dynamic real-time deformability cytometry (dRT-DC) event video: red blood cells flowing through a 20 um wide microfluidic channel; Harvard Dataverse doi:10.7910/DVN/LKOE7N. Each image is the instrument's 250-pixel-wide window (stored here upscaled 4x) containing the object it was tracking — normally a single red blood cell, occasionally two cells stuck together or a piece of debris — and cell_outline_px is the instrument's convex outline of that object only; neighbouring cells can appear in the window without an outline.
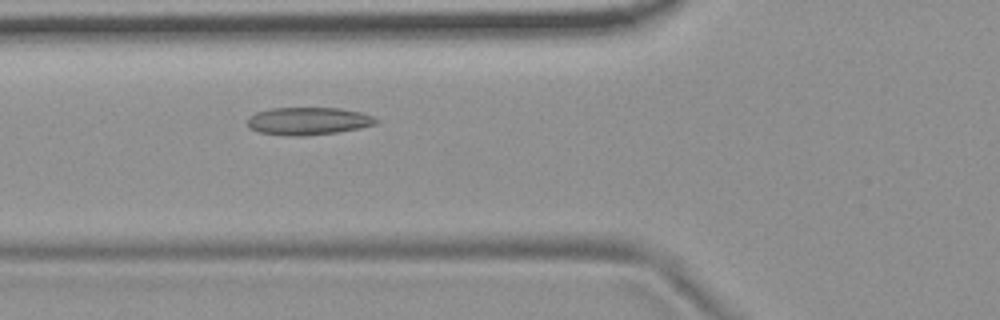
{"species": "common noctule bat (a hibernating species)", "species_latin": "Nyctalus noctula", "temperature_condition": "room temperature", "stored_images_in_passage": 4, "camera_frame_rate_fps": 3000, "um_per_image_px": 0.085, "animal": {"sex": "female", "body_mass_g": 19.9}, "frame": {"image": 1, "passage_image": 4, "time_ms": 1.0, "image_size_px": [1000, 320], "cell_outline_px": [[380, 120], [376, 124], [360, 128], [336, 132], [304, 136], [288, 136], [260, 132], [248, 128], [248, 116], [256, 112], [272, 108], [340, 108], [360, 112], [372, 116]], "centroid_in_image_um": [26.19, 10.29], "position_along_channel_um": 99.6, "area_um2": 20.75}}